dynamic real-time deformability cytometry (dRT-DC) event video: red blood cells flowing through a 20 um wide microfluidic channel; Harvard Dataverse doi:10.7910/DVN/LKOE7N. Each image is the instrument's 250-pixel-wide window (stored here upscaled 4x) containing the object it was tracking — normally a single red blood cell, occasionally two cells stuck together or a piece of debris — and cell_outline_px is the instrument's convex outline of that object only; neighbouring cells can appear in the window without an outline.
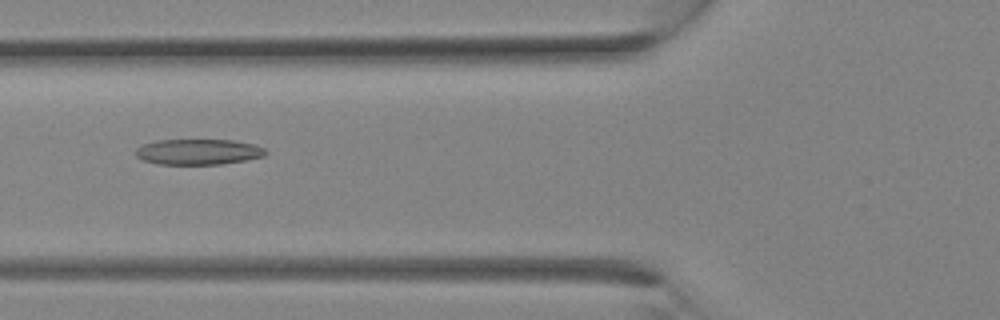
{"species": "Egyptian fruit bat (a non-hibernating species)", "species_latin": "Rousettus aegyptiacus", "temperature_condition": "room temperature", "stored_images_in_passage": 3, "camera_frame_rate_fps": 3000, "um_per_image_px": 0.085, "animal": {"sex": "female"}, "frame": {"image": 1, "passage_image": 3, "time_ms": 2.333, "image_size_px": [1000, 320], "cell_outline_px": [[268, 152], [264, 156], [244, 160], [220, 164], [156, 164], [144, 160], [136, 156], [136, 148], [144, 144], [156, 140], [232, 140], [256, 144], [264, 148]], "centroid_in_image_um": [16.87, 12.9], "position_along_channel_um": 108.9, "area_um2": 19.36}}